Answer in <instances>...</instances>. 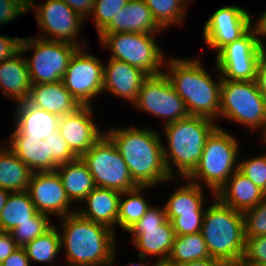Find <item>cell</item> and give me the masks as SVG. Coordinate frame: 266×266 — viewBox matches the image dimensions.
<instances>
[{"mask_svg":"<svg viewBox=\"0 0 266 266\" xmlns=\"http://www.w3.org/2000/svg\"><path fill=\"white\" fill-rule=\"evenodd\" d=\"M258 16L259 17L256 20H252V26L256 30L259 43L264 49H266V44L264 41L266 38V11H263Z\"/></svg>","mask_w":266,"mask_h":266,"instance_id":"cell-48","label":"cell"},{"mask_svg":"<svg viewBox=\"0 0 266 266\" xmlns=\"http://www.w3.org/2000/svg\"><path fill=\"white\" fill-rule=\"evenodd\" d=\"M149 75L124 61L109 58L104 66L103 92L129 101H136L144 80Z\"/></svg>","mask_w":266,"mask_h":266,"instance_id":"cell-19","label":"cell"},{"mask_svg":"<svg viewBox=\"0 0 266 266\" xmlns=\"http://www.w3.org/2000/svg\"><path fill=\"white\" fill-rule=\"evenodd\" d=\"M265 195L239 170H236L215 194L223 204L242 213L256 207Z\"/></svg>","mask_w":266,"mask_h":266,"instance_id":"cell-24","label":"cell"},{"mask_svg":"<svg viewBox=\"0 0 266 266\" xmlns=\"http://www.w3.org/2000/svg\"><path fill=\"white\" fill-rule=\"evenodd\" d=\"M27 102L59 117L72 113L81 106L66 89L62 80L55 83L33 84Z\"/></svg>","mask_w":266,"mask_h":266,"instance_id":"cell-25","label":"cell"},{"mask_svg":"<svg viewBox=\"0 0 266 266\" xmlns=\"http://www.w3.org/2000/svg\"><path fill=\"white\" fill-rule=\"evenodd\" d=\"M17 248L11 233L0 230V262L7 259Z\"/></svg>","mask_w":266,"mask_h":266,"instance_id":"cell-44","label":"cell"},{"mask_svg":"<svg viewBox=\"0 0 266 266\" xmlns=\"http://www.w3.org/2000/svg\"><path fill=\"white\" fill-rule=\"evenodd\" d=\"M54 224L51 222L50 216L38 213L32 222H24L10 231L13 240L18 247H25L29 242L43 235Z\"/></svg>","mask_w":266,"mask_h":266,"instance_id":"cell-36","label":"cell"},{"mask_svg":"<svg viewBox=\"0 0 266 266\" xmlns=\"http://www.w3.org/2000/svg\"><path fill=\"white\" fill-rule=\"evenodd\" d=\"M22 54L19 50L12 57L0 62V90L16 104L27 101L32 87L25 54Z\"/></svg>","mask_w":266,"mask_h":266,"instance_id":"cell-23","label":"cell"},{"mask_svg":"<svg viewBox=\"0 0 266 266\" xmlns=\"http://www.w3.org/2000/svg\"><path fill=\"white\" fill-rule=\"evenodd\" d=\"M246 126L251 131L266 135V102L255 80L238 81L222 79L220 88L219 119Z\"/></svg>","mask_w":266,"mask_h":266,"instance_id":"cell-7","label":"cell"},{"mask_svg":"<svg viewBox=\"0 0 266 266\" xmlns=\"http://www.w3.org/2000/svg\"><path fill=\"white\" fill-rule=\"evenodd\" d=\"M154 20L165 31L172 26H183L189 5L193 0H143Z\"/></svg>","mask_w":266,"mask_h":266,"instance_id":"cell-32","label":"cell"},{"mask_svg":"<svg viewBox=\"0 0 266 266\" xmlns=\"http://www.w3.org/2000/svg\"><path fill=\"white\" fill-rule=\"evenodd\" d=\"M129 0H95L92 16L98 34L112 21Z\"/></svg>","mask_w":266,"mask_h":266,"instance_id":"cell-38","label":"cell"},{"mask_svg":"<svg viewBox=\"0 0 266 266\" xmlns=\"http://www.w3.org/2000/svg\"><path fill=\"white\" fill-rule=\"evenodd\" d=\"M138 258L142 262L141 261H139V262L136 261L137 263L136 262H130V263L127 264V266H156L159 263V261L154 260L155 262L151 264V260L150 259L148 260L147 258H143V257H138ZM147 261H149V262H147Z\"/></svg>","mask_w":266,"mask_h":266,"instance_id":"cell-50","label":"cell"},{"mask_svg":"<svg viewBox=\"0 0 266 266\" xmlns=\"http://www.w3.org/2000/svg\"><path fill=\"white\" fill-rule=\"evenodd\" d=\"M2 264L3 266H31L24 247H18Z\"/></svg>","mask_w":266,"mask_h":266,"instance_id":"cell-46","label":"cell"},{"mask_svg":"<svg viewBox=\"0 0 266 266\" xmlns=\"http://www.w3.org/2000/svg\"><path fill=\"white\" fill-rule=\"evenodd\" d=\"M211 258L201 232L190 235L175 236L172 250L167 262L179 265L199 259Z\"/></svg>","mask_w":266,"mask_h":266,"instance_id":"cell-34","label":"cell"},{"mask_svg":"<svg viewBox=\"0 0 266 266\" xmlns=\"http://www.w3.org/2000/svg\"><path fill=\"white\" fill-rule=\"evenodd\" d=\"M74 12L83 19L89 18L93 10L95 0H63Z\"/></svg>","mask_w":266,"mask_h":266,"instance_id":"cell-45","label":"cell"},{"mask_svg":"<svg viewBox=\"0 0 266 266\" xmlns=\"http://www.w3.org/2000/svg\"><path fill=\"white\" fill-rule=\"evenodd\" d=\"M255 81L263 99L266 102V54L259 62Z\"/></svg>","mask_w":266,"mask_h":266,"instance_id":"cell-47","label":"cell"},{"mask_svg":"<svg viewBox=\"0 0 266 266\" xmlns=\"http://www.w3.org/2000/svg\"><path fill=\"white\" fill-rule=\"evenodd\" d=\"M33 171L7 145H0V188L13 192L27 191Z\"/></svg>","mask_w":266,"mask_h":266,"instance_id":"cell-28","label":"cell"},{"mask_svg":"<svg viewBox=\"0 0 266 266\" xmlns=\"http://www.w3.org/2000/svg\"><path fill=\"white\" fill-rule=\"evenodd\" d=\"M28 12V0H0V27Z\"/></svg>","mask_w":266,"mask_h":266,"instance_id":"cell-42","label":"cell"},{"mask_svg":"<svg viewBox=\"0 0 266 266\" xmlns=\"http://www.w3.org/2000/svg\"><path fill=\"white\" fill-rule=\"evenodd\" d=\"M212 200L201 229L207 251L224 266H239L245 248L243 213L223 204L215 195Z\"/></svg>","mask_w":266,"mask_h":266,"instance_id":"cell-5","label":"cell"},{"mask_svg":"<svg viewBox=\"0 0 266 266\" xmlns=\"http://www.w3.org/2000/svg\"><path fill=\"white\" fill-rule=\"evenodd\" d=\"M120 195L121 192L116 190L95 187L81 202V206H77V212L85 219L102 224L116 233Z\"/></svg>","mask_w":266,"mask_h":266,"instance_id":"cell-22","label":"cell"},{"mask_svg":"<svg viewBox=\"0 0 266 266\" xmlns=\"http://www.w3.org/2000/svg\"><path fill=\"white\" fill-rule=\"evenodd\" d=\"M263 144L265 143L266 144V135L261 139Z\"/></svg>","mask_w":266,"mask_h":266,"instance_id":"cell-53","label":"cell"},{"mask_svg":"<svg viewBox=\"0 0 266 266\" xmlns=\"http://www.w3.org/2000/svg\"><path fill=\"white\" fill-rule=\"evenodd\" d=\"M196 58L169 57L165 60L167 70H163L173 89L185 102L189 115L203 116L219 120L220 88L222 76L212 75L203 66L204 63Z\"/></svg>","mask_w":266,"mask_h":266,"instance_id":"cell-3","label":"cell"},{"mask_svg":"<svg viewBox=\"0 0 266 266\" xmlns=\"http://www.w3.org/2000/svg\"><path fill=\"white\" fill-rule=\"evenodd\" d=\"M61 219V253L66 266H115L117 237L110 228L78 212Z\"/></svg>","mask_w":266,"mask_h":266,"instance_id":"cell-2","label":"cell"},{"mask_svg":"<svg viewBox=\"0 0 266 266\" xmlns=\"http://www.w3.org/2000/svg\"><path fill=\"white\" fill-rule=\"evenodd\" d=\"M239 143L234 134L218 125L206 139L199 164L187 179L209 187L213 197L238 170Z\"/></svg>","mask_w":266,"mask_h":266,"instance_id":"cell-6","label":"cell"},{"mask_svg":"<svg viewBox=\"0 0 266 266\" xmlns=\"http://www.w3.org/2000/svg\"><path fill=\"white\" fill-rule=\"evenodd\" d=\"M93 113V105H81L72 113L59 117L57 130L78 157L105 134L94 122Z\"/></svg>","mask_w":266,"mask_h":266,"instance_id":"cell-18","label":"cell"},{"mask_svg":"<svg viewBox=\"0 0 266 266\" xmlns=\"http://www.w3.org/2000/svg\"><path fill=\"white\" fill-rule=\"evenodd\" d=\"M152 188L154 186H137L121 193L117 219L118 227L127 232L145 215L151 204L144 198L142 193Z\"/></svg>","mask_w":266,"mask_h":266,"instance_id":"cell-30","label":"cell"},{"mask_svg":"<svg viewBox=\"0 0 266 266\" xmlns=\"http://www.w3.org/2000/svg\"><path fill=\"white\" fill-rule=\"evenodd\" d=\"M8 148L33 172L47 171L46 141L33 138L3 139Z\"/></svg>","mask_w":266,"mask_h":266,"instance_id":"cell-31","label":"cell"},{"mask_svg":"<svg viewBox=\"0 0 266 266\" xmlns=\"http://www.w3.org/2000/svg\"><path fill=\"white\" fill-rule=\"evenodd\" d=\"M9 194H10L9 191H6L5 189L0 188V212L4 208Z\"/></svg>","mask_w":266,"mask_h":266,"instance_id":"cell-51","label":"cell"},{"mask_svg":"<svg viewBox=\"0 0 266 266\" xmlns=\"http://www.w3.org/2000/svg\"><path fill=\"white\" fill-rule=\"evenodd\" d=\"M39 212L27 191L10 193L0 212V230L10 232L24 222H32Z\"/></svg>","mask_w":266,"mask_h":266,"instance_id":"cell-29","label":"cell"},{"mask_svg":"<svg viewBox=\"0 0 266 266\" xmlns=\"http://www.w3.org/2000/svg\"><path fill=\"white\" fill-rule=\"evenodd\" d=\"M264 55L265 49L252 26L239 39L222 47L216 53L214 64L222 79L252 81L256 79L257 68Z\"/></svg>","mask_w":266,"mask_h":266,"instance_id":"cell-13","label":"cell"},{"mask_svg":"<svg viewBox=\"0 0 266 266\" xmlns=\"http://www.w3.org/2000/svg\"><path fill=\"white\" fill-rule=\"evenodd\" d=\"M252 15L238 5L222 6L208 18L203 27L205 44L217 53L226 44L243 36L252 27Z\"/></svg>","mask_w":266,"mask_h":266,"instance_id":"cell-16","label":"cell"},{"mask_svg":"<svg viewBox=\"0 0 266 266\" xmlns=\"http://www.w3.org/2000/svg\"><path fill=\"white\" fill-rule=\"evenodd\" d=\"M45 141L47 150V171H56L59 165L75 161L79 158L70 149L58 130L50 134Z\"/></svg>","mask_w":266,"mask_h":266,"instance_id":"cell-35","label":"cell"},{"mask_svg":"<svg viewBox=\"0 0 266 266\" xmlns=\"http://www.w3.org/2000/svg\"><path fill=\"white\" fill-rule=\"evenodd\" d=\"M239 266H266V235L245 238V248Z\"/></svg>","mask_w":266,"mask_h":266,"instance_id":"cell-40","label":"cell"},{"mask_svg":"<svg viewBox=\"0 0 266 266\" xmlns=\"http://www.w3.org/2000/svg\"><path fill=\"white\" fill-rule=\"evenodd\" d=\"M104 132L115 144L138 186L155 187L173 180L164 162V142L156 129L130 125Z\"/></svg>","mask_w":266,"mask_h":266,"instance_id":"cell-1","label":"cell"},{"mask_svg":"<svg viewBox=\"0 0 266 266\" xmlns=\"http://www.w3.org/2000/svg\"><path fill=\"white\" fill-rule=\"evenodd\" d=\"M241 160L238 170L266 194V153Z\"/></svg>","mask_w":266,"mask_h":266,"instance_id":"cell-37","label":"cell"},{"mask_svg":"<svg viewBox=\"0 0 266 266\" xmlns=\"http://www.w3.org/2000/svg\"><path fill=\"white\" fill-rule=\"evenodd\" d=\"M56 171L60 176L67 197L73 204L74 202L81 204L96 187L89 169L80 158L59 165Z\"/></svg>","mask_w":266,"mask_h":266,"instance_id":"cell-27","label":"cell"},{"mask_svg":"<svg viewBox=\"0 0 266 266\" xmlns=\"http://www.w3.org/2000/svg\"><path fill=\"white\" fill-rule=\"evenodd\" d=\"M245 238L266 235V195L254 208L243 212Z\"/></svg>","mask_w":266,"mask_h":266,"instance_id":"cell-39","label":"cell"},{"mask_svg":"<svg viewBox=\"0 0 266 266\" xmlns=\"http://www.w3.org/2000/svg\"><path fill=\"white\" fill-rule=\"evenodd\" d=\"M204 214H187L167 216L171 221L176 236L190 235L201 232Z\"/></svg>","mask_w":266,"mask_h":266,"instance_id":"cell-41","label":"cell"},{"mask_svg":"<svg viewBox=\"0 0 266 266\" xmlns=\"http://www.w3.org/2000/svg\"><path fill=\"white\" fill-rule=\"evenodd\" d=\"M22 37H12L0 34V62L12 57L20 50Z\"/></svg>","mask_w":266,"mask_h":266,"instance_id":"cell-43","label":"cell"},{"mask_svg":"<svg viewBox=\"0 0 266 266\" xmlns=\"http://www.w3.org/2000/svg\"><path fill=\"white\" fill-rule=\"evenodd\" d=\"M217 126L215 120L192 115L162 126L167 143L162 145L164 162L171 178H187L195 170L206 139Z\"/></svg>","mask_w":266,"mask_h":266,"instance_id":"cell-4","label":"cell"},{"mask_svg":"<svg viewBox=\"0 0 266 266\" xmlns=\"http://www.w3.org/2000/svg\"><path fill=\"white\" fill-rule=\"evenodd\" d=\"M127 233L132 234V244L137 248V257L167 262L174 243L175 232L167 219L164 205L152 204L145 215Z\"/></svg>","mask_w":266,"mask_h":266,"instance_id":"cell-11","label":"cell"},{"mask_svg":"<svg viewBox=\"0 0 266 266\" xmlns=\"http://www.w3.org/2000/svg\"><path fill=\"white\" fill-rule=\"evenodd\" d=\"M133 107L156 118H162V125L172 123L189 116L185 102L173 89L164 72L149 75L140 88Z\"/></svg>","mask_w":266,"mask_h":266,"instance_id":"cell-14","label":"cell"},{"mask_svg":"<svg viewBox=\"0 0 266 266\" xmlns=\"http://www.w3.org/2000/svg\"><path fill=\"white\" fill-rule=\"evenodd\" d=\"M27 192L41 214L62 218L77 212L76 206L71 208L74 205L67 197L57 171L33 172Z\"/></svg>","mask_w":266,"mask_h":266,"instance_id":"cell-17","label":"cell"},{"mask_svg":"<svg viewBox=\"0 0 266 266\" xmlns=\"http://www.w3.org/2000/svg\"><path fill=\"white\" fill-rule=\"evenodd\" d=\"M79 48L75 45L45 40L36 37H22L20 50L23 54L33 53L26 57L30 80L33 84L55 83L63 79L73 54Z\"/></svg>","mask_w":266,"mask_h":266,"instance_id":"cell-9","label":"cell"},{"mask_svg":"<svg viewBox=\"0 0 266 266\" xmlns=\"http://www.w3.org/2000/svg\"><path fill=\"white\" fill-rule=\"evenodd\" d=\"M38 4L35 0H28V12H35L36 21L40 27L41 33L36 37L69 43L78 48L87 46L85 38L77 39L82 25L86 22L85 19L74 12L63 0H46L42 5Z\"/></svg>","mask_w":266,"mask_h":266,"instance_id":"cell-12","label":"cell"},{"mask_svg":"<svg viewBox=\"0 0 266 266\" xmlns=\"http://www.w3.org/2000/svg\"><path fill=\"white\" fill-rule=\"evenodd\" d=\"M24 249L30 263L35 261L43 264L46 263L48 266H56L54 261L57 257H60L58 255L61 253V237L59 228L53 225L43 235L38 236L29 242Z\"/></svg>","mask_w":266,"mask_h":266,"instance_id":"cell-33","label":"cell"},{"mask_svg":"<svg viewBox=\"0 0 266 266\" xmlns=\"http://www.w3.org/2000/svg\"><path fill=\"white\" fill-rule=\"evenodd\" d=\"M13 114L14 131L8 138H33L45 140L57 131L59 116L30 105L27 101L16 104Z\"/></svg>","mask_w":266,"mask_h":266,"instance_id":"cell-20","label":"cell"},{"mask_svg":"<svg viewBox=\"0 0 266 266\" xmlns=\"http://www.w3.org/2000/svg\"><path fill=\"white\" fill-rule=\"evenodd\" d=\"M156 266H175V265H172L168 262H159Z\"/></svg>","mask_w":266,"mask_h":266,"instance_id":"cell-52","label":"cell"},{"mask_svg":"<svg viewBox=\"0 0 266 266\" xmlns=\"http://www.w3.org/2000/svg\"><path fill=\"white\" fill-rule=\"evenodd\" d=\"M79 158L89 169L96 187L122 193L138 186L115 144L106 134Z\"/></svg>","mask_w":266,"mask_h":266,"instance_id":"cell-10","label":"cell"},{"mask_svg":"<svg viewBox=\"0 0 266 266\" xmlns=\"http://www.w3.org/2000/svg\"><path fill=\"white\" fill-rule=\"evenodd\" d=\"M181 183L164 203L167 216H182L187 214L205 213V193L203 187L189 181L187 178H180Z\"/></svg>","mask_w":266,"mask_h":266,"instance_id":"cell-26","label":"cell"},{"mask_svg":"<svg viewBox=\"0 0 266 266\" xmlns=\"http://www.w3.org/2000/svg\"><path fill=\"white\" fill-rule=\"evenodd\" d=\"M175 266H224L220 261L214 258L199 259L191 262L182 263Z\"/></svg>","mask_w":266,"mask_h":266,"instance_id":"cell-49","label":"cell"},{"mask_svg":"<svg viewBox=\"0 0 266 266\" xmlns=\"http://www.w3.org/2000/svg\"><path fill=\"white\" fill-rule=\"evenodd\" d=\"M148 33H99L102 48L110 50L109 58L124 61L148 75L163 72L164 52L155 38Z\"/></svg>","mask_w":266,"mask_h":266,"instance_id":"cell-8","label":"cell"},{"mask_svg":"<svg viewBox=\"0 0 266 266\" xmlns=\"http://www.w3.org/2000/svg\"><path fill=\"white\" fill-rule=\"evenodd\" d=\"M164 30L154 20L143 0H129L100 33L161 34Z\"/></svg>","mask_w":266,"mask_h":266,"instance_id":"cell-21","label":"cell"},{"mask_svg":"<svg viewBox=\"0 0 266 266\" xmlns=\"http://www.w3.org/2000/svg\"><path fill=\"white\" fill-rule=\"evenodd\" d=\"M87 47L73 54L62 81L80 105L92 106V99L103 92L104 63L90 54Z\"/></svg>","mask_w":266,"mask_h":266,"instance_id":"cell-15","label":"cell"}]
</instances>
